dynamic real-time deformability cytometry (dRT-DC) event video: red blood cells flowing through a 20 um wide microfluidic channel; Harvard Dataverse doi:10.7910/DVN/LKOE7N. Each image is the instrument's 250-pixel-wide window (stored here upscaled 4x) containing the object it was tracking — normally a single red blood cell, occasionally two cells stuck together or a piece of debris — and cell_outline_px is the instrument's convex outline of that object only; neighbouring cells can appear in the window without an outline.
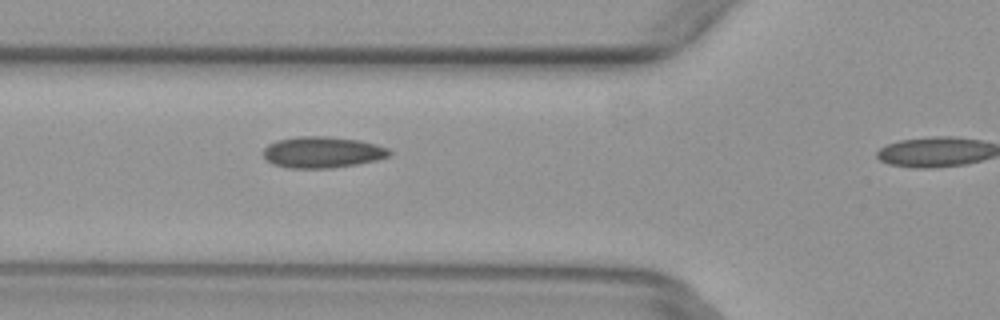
{"species": "common noctule bat (a hibernating species)", "species_latin": "Nyctalus noctula", "temperature_condition": "warm", "stored_images_in_passage": 4, "segment_of_instrument_passage": [1, 2], "camera_frame_rate_fps": 3000, "um_per_image_px": 0.085, "animal": {"sex": "female", "body_mass_g": 29.2, "forearm_length_mm": 56.3}, "frame": {"image": 1, "passage_image": 3, "time_ms": 0.667, "image_size_px": [1000, 320], "cell_outline_px": [[392, 152], [388, 156], [376, 160], [356, 164], [332, 168], [292, 168], [272, 164], [264, 156], [264, 148], [268, 144], [276, 140], [296, 136], [328, 136], [360, 140], [376, 144], [388, 148]], "centroid_in_image_um": [27.4, 12.93], "position_along_channel_um": 98.4, "area_um2": 23.0}}